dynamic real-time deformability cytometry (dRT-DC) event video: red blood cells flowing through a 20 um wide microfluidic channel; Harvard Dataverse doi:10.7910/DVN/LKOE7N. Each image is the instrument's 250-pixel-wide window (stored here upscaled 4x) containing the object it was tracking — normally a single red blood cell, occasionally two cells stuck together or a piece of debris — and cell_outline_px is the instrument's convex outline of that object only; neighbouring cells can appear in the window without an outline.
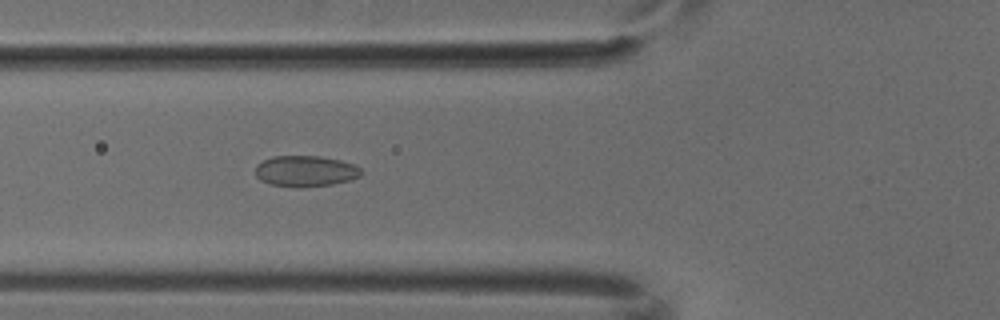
{"species": "common noctule bat (a hibernating species)", "species_latin": "Nyctalus noctula", "temperature_condition": "cold", "stored_images_in_passage": 3, "camera_frame_rate_fps": 3000, "um_per_image_px": 0.085, "animal": {"sex": "male", "body_mass_g": 18.8}, "frame": {"image": 1, "passage_image": 3, "time_ms": 0.667, "image_size_px": [1000, 320], "cell_outline_px": [[364, 172], [360, 176], [348, 180], [332, 184], [300, 188], [296, 188], [272, 184], [260, 180], [256, 176], [256, 164], [272, 156], [320, 156], [340, 160], [352, 164], [360, 168]], "centroid_in_image_um": [25.96, 14.55], "position_along_channel_um": 99.8, "area_um2": 19.13}}